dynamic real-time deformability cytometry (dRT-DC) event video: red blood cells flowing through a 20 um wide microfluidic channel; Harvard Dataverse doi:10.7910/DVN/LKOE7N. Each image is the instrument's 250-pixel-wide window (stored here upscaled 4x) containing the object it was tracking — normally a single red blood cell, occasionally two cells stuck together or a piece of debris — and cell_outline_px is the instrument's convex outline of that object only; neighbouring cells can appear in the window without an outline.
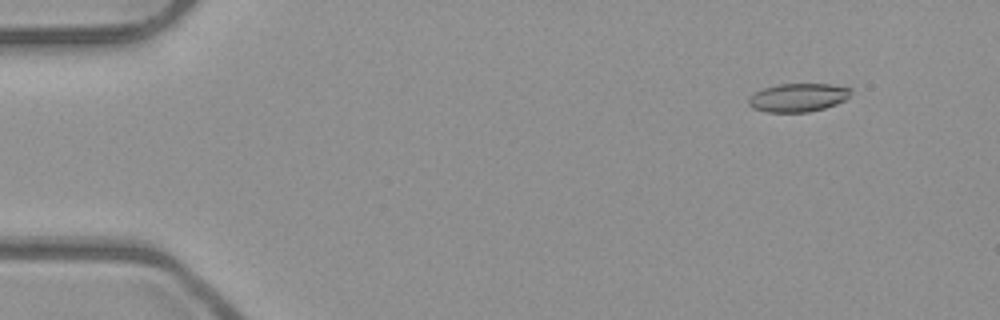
{"species": "common noctule bat (a hibernating species)", "species_latin": "Nyctalus noctula", "temperature_condition": "room temperature", "stored_images_in_passage": 5, "camera_frame_rate_fps": 3000, "um_per_image_px": 0.085, "animal": {"sex": "male", "body_mass_g": 23.1, "forearm_length_mm": 52.7}, "frame": {"image": 1, "passage_image": 1, "time_ms": 0.0, "image_size_px": [1000, 320], "cell_outline_px": [[852, 92], [844, 100], [836, 104], [824, 108], [808, 112], [768, 112], [752, 108], [748, 104], [748, 100], [752, 92], [764, 88], [780, 84], [832, 84], [852, 88]], "centroid_in_image_um": [67.82, 8.28], "position_along_channel_um": 17.2, "area_um2": 16.99}}